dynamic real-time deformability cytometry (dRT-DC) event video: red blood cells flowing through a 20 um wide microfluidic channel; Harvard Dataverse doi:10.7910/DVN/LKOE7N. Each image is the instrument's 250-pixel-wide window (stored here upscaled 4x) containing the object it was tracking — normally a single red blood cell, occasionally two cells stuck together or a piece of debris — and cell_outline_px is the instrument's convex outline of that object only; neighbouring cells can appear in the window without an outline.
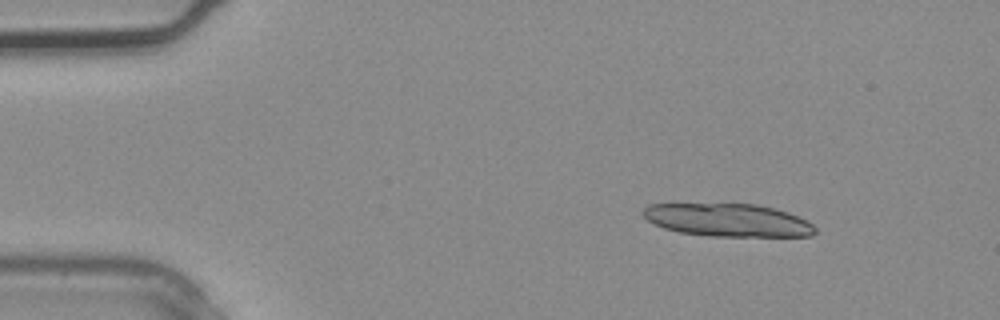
{"species": "common noctule bat (a hibernating species)", "species_latin": "Nyctalus noctula", "temperature_condition": "warm", "stored_images_in_passage": 2, "camera_frame_rate_fps": 3000, "um_per_image_px": 0.085, "animal": {"sex": "male", "body_mass_g": 20.4}, "frame": {"image": 1, "passage_image": 1, "time_ms": 0.0, "image_size_px": [1000, 320], "cell_outline_px": [[816, 232], [812, 236], [708, 236], [680, 232], [664, 228], [648, 220], [640, 212], [648, 204], [676, 200], [756, 204], [788, 212], [812, 224], [816, 228]], "centroid_in_image_um": [61.72, 18.64], "position_along_channel_um": 23.3, "area_um2": 34.33}}